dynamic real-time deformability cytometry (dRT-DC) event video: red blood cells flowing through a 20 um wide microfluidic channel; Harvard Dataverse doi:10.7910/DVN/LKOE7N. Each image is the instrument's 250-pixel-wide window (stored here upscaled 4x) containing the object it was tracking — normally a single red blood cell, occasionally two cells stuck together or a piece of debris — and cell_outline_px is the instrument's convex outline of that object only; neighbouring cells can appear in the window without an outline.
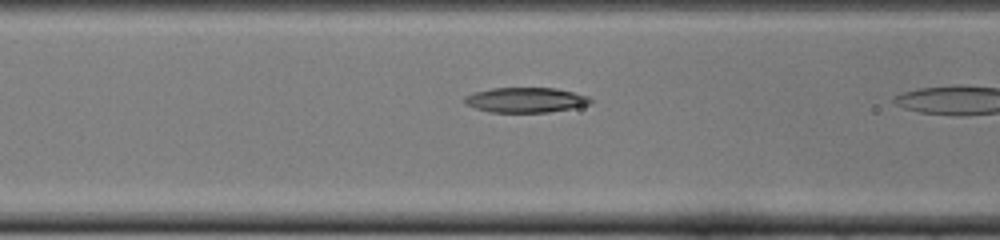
{"species": "common noctule bat (a hibernating species)", "species_latin": "Nyctalus noctula", "temperature_condition": "cold", "stored_images_in_passage": 9, "camera_frame_rate_fps": 3000, "um_per_image_px": 0.085, "animal": {"sex": "female", "body_mass_g": 22.0, "forearm_length_mm": 56.7}, "frame": {"image": 1, "passage_image": 8, "time_ms": 2.333, "image_size_px": [1000, 240], "cell_outline_px": [[592, 104], [548, 112], [488, 112], [464, 104], [464, 96], [472, 92], [492, 88], [556, 88], [588, 96], [592, 100]], "centroid_in_image_um": [44.64, 8.49], "position_along_channel_um": 122.0, "area_um2": 18.38}}